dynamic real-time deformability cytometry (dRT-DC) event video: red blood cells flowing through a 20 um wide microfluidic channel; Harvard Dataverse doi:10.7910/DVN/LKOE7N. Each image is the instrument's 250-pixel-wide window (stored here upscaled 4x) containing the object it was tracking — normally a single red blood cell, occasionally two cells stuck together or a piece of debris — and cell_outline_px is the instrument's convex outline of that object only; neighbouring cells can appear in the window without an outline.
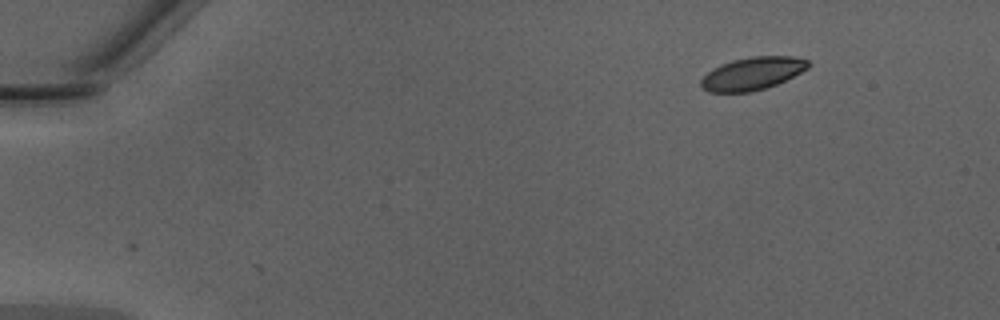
{"species": "Egyptian fruit bat (a non-hibernating species)", "species_latin": "Rousettus aegyptiacus", "temperature_condition": "warm", "stored_images_in_passage": 44, "camera_frame_rate_fps": 3000, "um_per_image_px": 0.085, "animal": {"sex": "male"}, "frame": {"image": 1, "passage_image": 1, "time_ms": 0.0, "image_size_px": [1000, 320], "cell_outline_px": [[812, 64], [808, 68], [776, 84], [752, 92], [708, 92], [700, 84], [700, 80], [712, 68], [720, 64], [732, 60], [752, 56], [792, 56], [808, 60]], "centroid_in_image_um": [63.94, 6.24], "position_along_channel_um": 21.1, "area_um2": 20.4}}
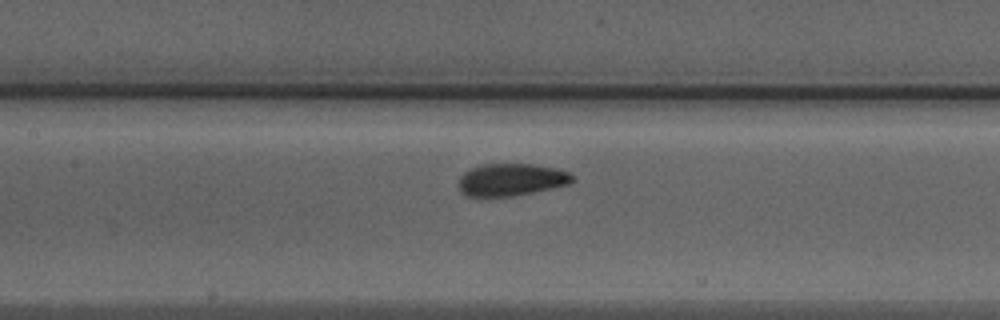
{"frame": {"image": 2, "passage_image": 19, "time_ms": 6.0, "image_size_px": [1000, 320], "cell_outline_px": [[576, 176], [568, 184], [552, 188], [512, 196], [464, 196], [460, 192], [456, 184], [460, 176], [468, 168], [484, 164], [532, 164], [556, 168], [568, 172]], "centroid_in_image_um": [43.39, 15.27], "position_along_channel_um": 164.0, "area_um2": 21.62}}
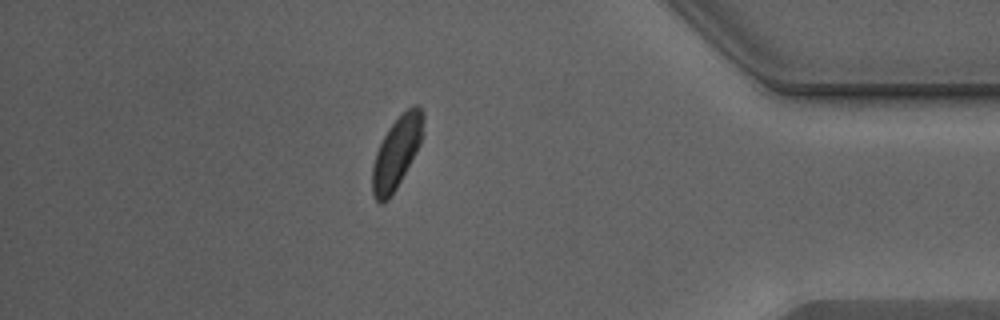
{"frame": {"image": 3, "passage_image": 38, "time_ms": 12.333, "image_size_px": [1000, 320], "cell_outline_px": [[424, 120], [420, 144], [416, 152], [396, 188], [388, 200], [380, 204], [372, 196], [372, 164], [376, 152], [388, 128], [412, 104], [420, 104], [424, 112]], "centroid_in_image_um": [33.71, 12.95], "position_along_channel_um": 401.5, "area_um2": 21.15}, "authors_computed_cell_mechanics": {"area_um2": 21.3282, "velocity_mm_per_s": 4.2768, "shape_relaxation_time_tau1_ms": 5.7867, "shape_relaxation_time_tau2_ms": 1.4269, "deformation_change_tau1": 0.1531, "deformation_change_tau2": 0.0663}}